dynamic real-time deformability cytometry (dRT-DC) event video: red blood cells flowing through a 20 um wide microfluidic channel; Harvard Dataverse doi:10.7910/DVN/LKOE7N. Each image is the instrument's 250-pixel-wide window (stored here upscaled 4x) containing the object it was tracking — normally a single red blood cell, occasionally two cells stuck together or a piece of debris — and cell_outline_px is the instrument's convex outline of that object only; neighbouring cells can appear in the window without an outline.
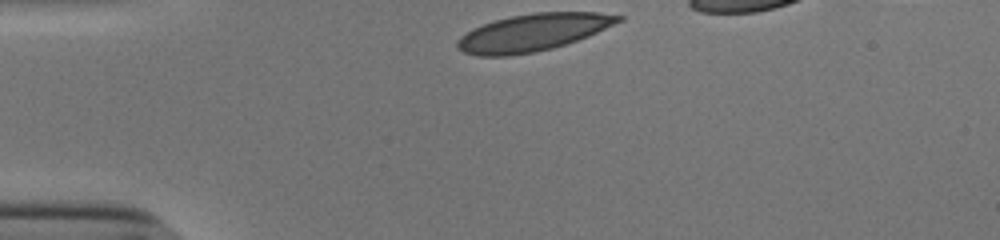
{"species": "human", "species_latin": "Homo sapiens", "temperature_condition": "cold", "stored_images_in_passage": 31, "camera_frame_rate_fps": 3000, "um_per_image_px": 0.085, "donor": {"sex": "male"}, "frame": {"image": 1, "passage_image": 1, "time_ms": 0.0, "image_size_px": [1000, 240], "cell_outline_px": [[624, 20], [588, 36], [552, 48], [536, 52], [508, 56], [476, 56], [464, 52], [456, 48], [456, 44], [460, 36], [472, 28], [496, 20], [512, 16], [536, 12], [600, 12], [624, 16]], "centroid_in_image_um": [45.29, 2.76], "position_along_channel_um": 39.7, "area_um2": 34.85}}
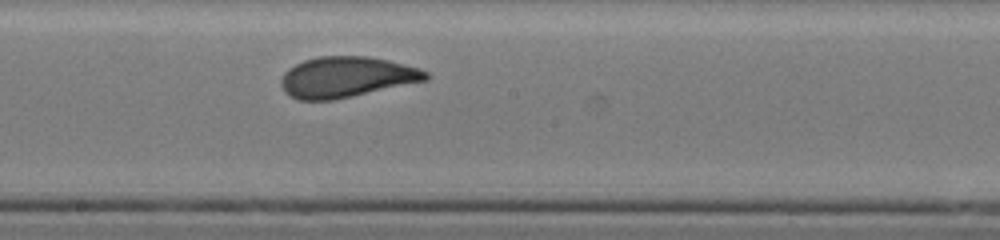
{"frame": {"image": 2, "passage_image": 18, "time_ms": 5.667, "image_size_px": [1000, 240], "cell_outline_px": [[428, 80], [352, 96], [332, 100], [300, 100], [284, 92], [280, 84], [280, 80], [284, 72], [288, 68], [304, 60], [320, 56], [368, 56], [388, 60], [420, 68], [428, 72]], "centroid_in_image_um": [29.44, 6.54], "position_along_channel_um": 218.8, "area_um2": 34.28}}
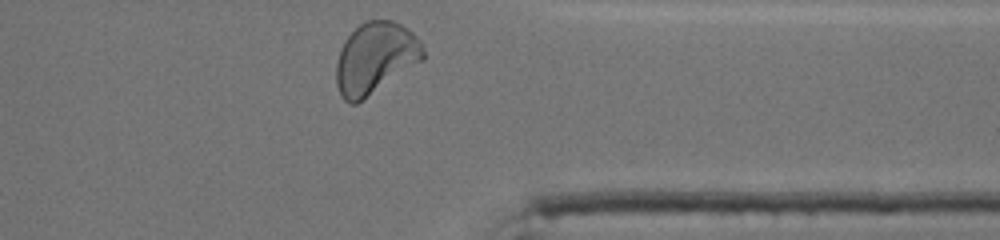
{"frame": {"image": 3, "passage_image": 31, "time_ms": 10.0, "image_size_px": [1000, 240], "cell_outline_px": [[424, 60], [356, 104], [348, 104], [340, 96], [336, 84], [336, 60], [340, 48], [344, 40], [360, 24], [368, 20], [392, 20], [400, 24], [412, 32], [420, 40], [424, 52]], "centroid_in_image_um": [31.88, 4.95], "position_along_channel_um": 379.5, "area_um2": 36.3}, "authors_computed_cell_mechanics": {"area_um2": 34.3332, "velocity_mm_per_s": 3.8298, "shape_relaxation_time_tau1_ms": 3.0069, "shape_relaxation_time_tau2_ms": 0.7889, "deformation_change_tau1": 0.1564, "deformation_change_tau2": 0.0681}}